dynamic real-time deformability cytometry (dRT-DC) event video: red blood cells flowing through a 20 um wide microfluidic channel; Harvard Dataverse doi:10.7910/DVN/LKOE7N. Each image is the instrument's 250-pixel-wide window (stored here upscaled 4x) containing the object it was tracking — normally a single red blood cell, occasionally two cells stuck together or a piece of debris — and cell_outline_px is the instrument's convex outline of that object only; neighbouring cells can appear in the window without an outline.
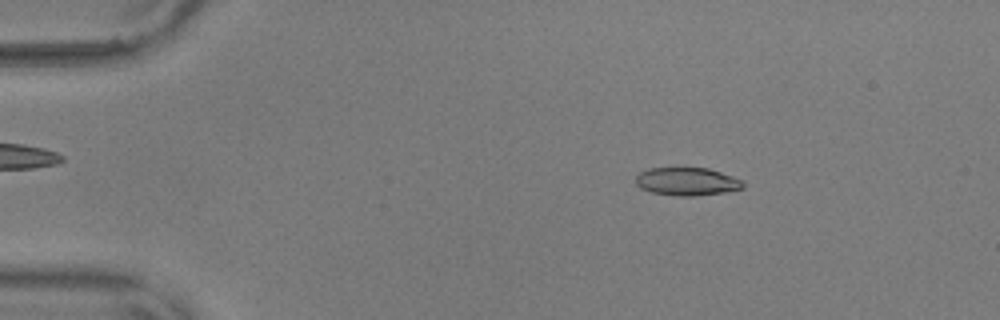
{"species": "common noctule bat (a hibernating species)", "species_latin": "Nyctalus noctula", "temperature_condition": "warm", "stored_images_in_passage": 55, "camera_frame_rate_fps": 3000, "um_per_image_px": 0.085, "animal": {"sex": "male", "body_mass_g": 17.9, "forearm_length_mm": 54.2}, "frame": {"image": 1, "passage_image": 9, "time_ms": 2.667, "image_size_px": [1000, 320], "cell_outline_px": [[744, 188], [724, 192], [696, 196], [676, 196], [652, 192], [640, 188], [636, 184], [636, 176], [640, 172], [648, 168], [708, 168], [744, 180]], "centroid_in_image_um": [58.4, 15.43], "position_along_channel_um": 26.6, "area_um2": 17.57}}
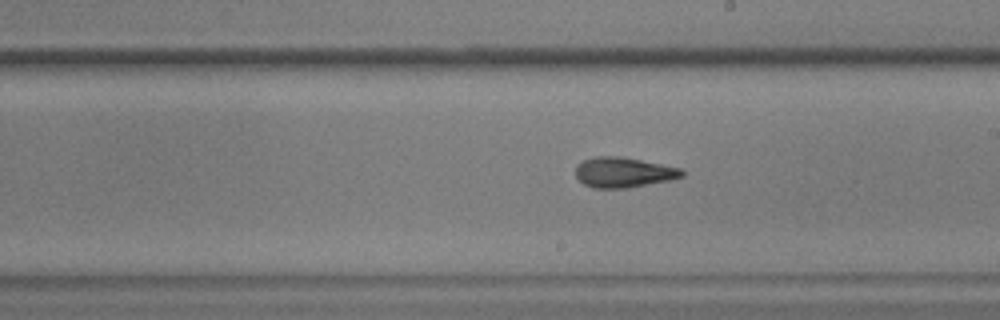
{"frame": {"image": 2, "passage_image": 32, "time_ms": 10.333, "image_size_px": [1000, 320], "cell_outline_px": [[684, 176], [672, 180], [628, 188], [592, 188], [584, 184], [576, 176], [576, 164], [584, 160], [596, 156], [620, 156], [680, 168], [684, 172]], "centroid_in_image_um": [52.99, 14.66], "position_along_channel_um": 236.0, "area_um2": 18.73}}
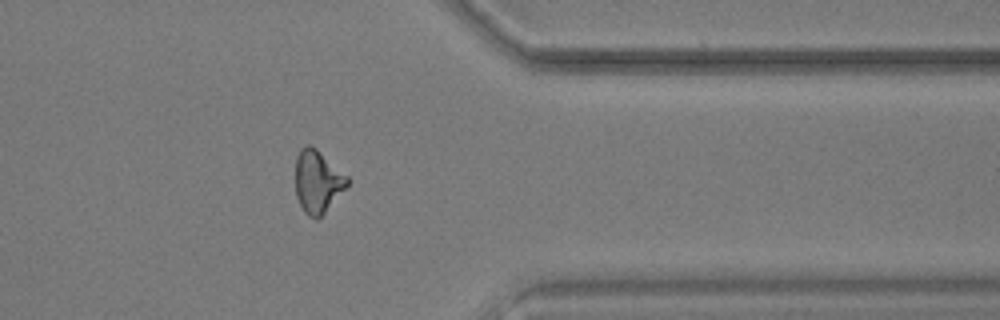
{"frame": {"image": 3, "passage_image": 45, "time_ms": 14.667, "image_size_px": [1000, 320], "cell_outline_px": [[352, 180], [324, 212], [316, 220], [308, 216], [304, 212], [296, 196], [296, 156], [300, 148], [304, 144], [308, 144], [316, 148], [348, 176]], "centroid_in_image_um": [26.99, 15.4], "position_along_channel_um": 384.4, "area_um2": 18.9}, "authors_computed_cell_mechanics": {"area_um2": 18.5538, "velocity_mm_per_s": 3.6505, "shape_relaxation_time_tau1_ms": 5.5121, "shape_relaxation_time_tau2_ms": 2.5357, "deformation_change_tau1": 0.1688, "deformation_change_tau2": 0.1078}}